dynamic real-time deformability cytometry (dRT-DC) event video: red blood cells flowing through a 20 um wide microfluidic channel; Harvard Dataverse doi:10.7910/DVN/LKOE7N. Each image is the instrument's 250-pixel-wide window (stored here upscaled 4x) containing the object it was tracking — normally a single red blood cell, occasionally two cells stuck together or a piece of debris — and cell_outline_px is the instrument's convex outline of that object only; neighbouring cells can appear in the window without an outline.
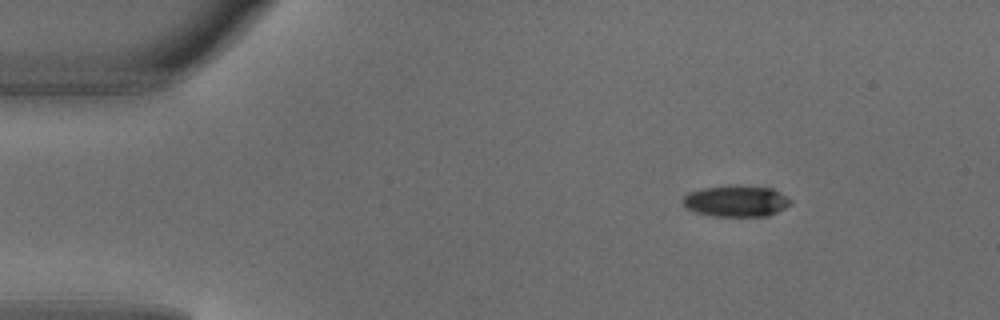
{"species": "common noctule bat (a hibernating species)", "species_latin": "Nyctalus noctula", "temperature_condition": "warm", "stored_images_in_passage": 3, "camera_frame_rate_fps": 3000, "um_per_image_px": 0.085, "animal": {"sex": "male", "body_mass_g": 18.8}, "frame": {"image": 1, "passage_image": 1, "time_ms": 0.0, "image_size_px": [1000, 320], "cell_outline_px": [[792, 204], [768, 216], [712, 216], [696, 212], [684, 208], [680, 200], [688, 192], [704, 188], [736, 184], [772, 188], [780, 192], [792, 200]], "centroid_in_image_um": [62.55, 17.08], "position_along_channel_um": 22.5, "area_um2": 20.0}}